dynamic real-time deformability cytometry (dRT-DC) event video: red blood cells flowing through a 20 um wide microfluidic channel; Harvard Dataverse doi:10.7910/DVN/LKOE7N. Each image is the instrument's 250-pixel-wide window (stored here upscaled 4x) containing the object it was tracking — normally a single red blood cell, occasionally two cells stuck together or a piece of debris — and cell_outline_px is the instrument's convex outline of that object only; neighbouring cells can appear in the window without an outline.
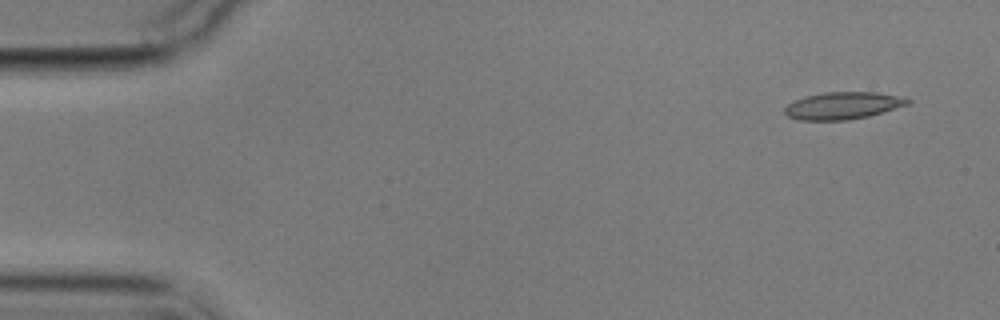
{"species": "common noctule bat (a hibernating species)", "species_latin": "Nyctalus noctula", "temperature_condition": "cold", "stored_images_in_passage": 5, "camera_frame_rate_fps": 3000, "um_per_image_px": 0.085, "animal": {"sex": "male", "body_mass_g": 17.9}, "frame": {"image": 1, "passage_image": 2, "time_ms": 1.0, "image_size_px": [1000, 320], "cell_outline_px": [[912, 100], [908, 104], [868, 116], [848, 120], [800, 120], [788, 116], [784, 112], [784, 108], [788, 104], [804, 96], [824, 92], [876, 92], [900, 96]], "centroid_in_image_um": [71.63, 8.97], "position_along_channel_um": 13.4, "area_um2": 19.36}}
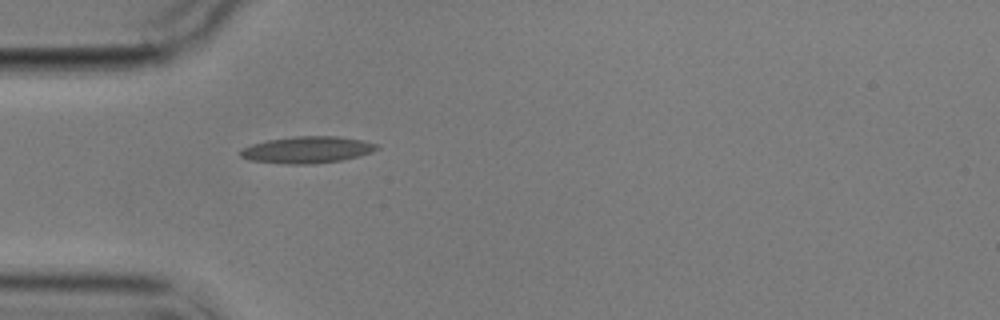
{"frame": {"image": 2, "passage_image": 5, "time_ms": 5.333, "image_size_px": [1000, 320], "cell_outline_px": [[380, 148], [372, 152], [340, 160], [312, 164], [288, 164], [248, 160], [240, 156], [240, 148], [252, 144], [268, 140], [296, 136], [336, 136], [360, 140], [376, 144]], "centroid_in_image_um": [26.06, 12.73], "position_along_channel_um": 58.9, "area_um2": 21.04}}